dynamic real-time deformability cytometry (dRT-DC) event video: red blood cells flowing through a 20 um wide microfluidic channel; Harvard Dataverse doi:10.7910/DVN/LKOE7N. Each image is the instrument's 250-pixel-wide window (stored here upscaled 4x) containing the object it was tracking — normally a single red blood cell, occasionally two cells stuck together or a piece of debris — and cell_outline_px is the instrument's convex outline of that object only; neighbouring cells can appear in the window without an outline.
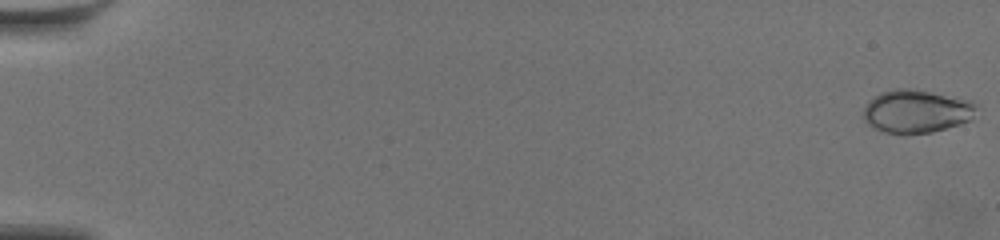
{"species": "common noctule bat (a hibernating species)", "species_latin": "Nyctalus noctula", "temperature_condition": "warm", "stored_images_in_passage": 60, "camera_frame_rate_fps": 3000, "um_per_image_px": 0.085, "animal": {"sex": "female", "body_mass_g": 19.5, "forearm_length_mm": 54.1}, "frame": {"image": 1, "passage_image": 1, "time_ms": 0.0, "image_size_px": [1000, 240], "cell_outline_px": [[976, 104], [972, 116], [968, 120], [960, 124], [932, 132], [904, 136], [900, 136], [884, 132], [868, 124], [864, 120], [864, 108], [868, 100], [880, 92], [896, 88], [908, 88], [972, 100]], "centroid_in_image_um": [77.84, 9.48], "position_along_channel_um": 7.2, "area_um2": 28.61}}
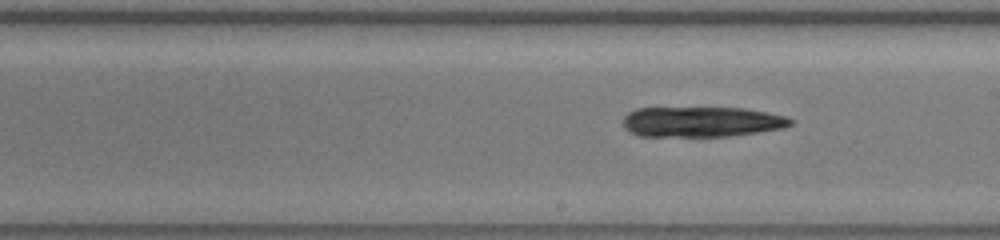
{"frame": {"image": 2, "passage_image": 36, "time_ms": 11.667, "image_size_px": [1000, 240], "cell_outline_px": [[796, 120], [792, 124], [784, 128], [728, 136], [640, 136], [624, 128], [624, 116], [628, 112], [636, 108], [744, 108], [768, 112], [788, 116]], "centroid_in_image_um": [59.68, 10.34], "position_along_channel_um": 229.3, "area_um2": 29.65}}
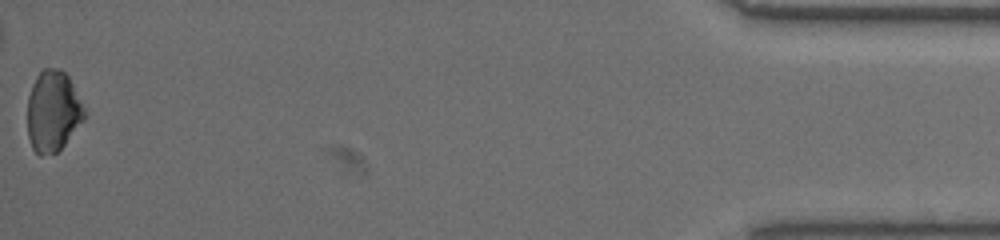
{"frame": {"image": 3, "passage_image": 60, "time_ms": 19.667, "image_size_px": [1000, 240], "cell_outline_px": [[84, 120], [64, 144], [56, 152], [40, 156], [32, 148], [28, 136], [28, 96], [32, 84], [36, 76], [44, 68], [60, 68], [68, 76], [84, 108]], "centroid_in_image_um": [4.48, 9.45], "position_along_channel_um": 430.7, "area_um2": 26.59}, "authors_computed_cell_mechanics": {"area_um2": 28.2353, "velocity_mm_per_s": 3.5992, "shape_relaxation_time_tau1_ms": 7.6578, "shape_relaxation_time_tau2_ms": null, "deformation_change_tau1": 0.2742, "deformation_change_tau2": null}}